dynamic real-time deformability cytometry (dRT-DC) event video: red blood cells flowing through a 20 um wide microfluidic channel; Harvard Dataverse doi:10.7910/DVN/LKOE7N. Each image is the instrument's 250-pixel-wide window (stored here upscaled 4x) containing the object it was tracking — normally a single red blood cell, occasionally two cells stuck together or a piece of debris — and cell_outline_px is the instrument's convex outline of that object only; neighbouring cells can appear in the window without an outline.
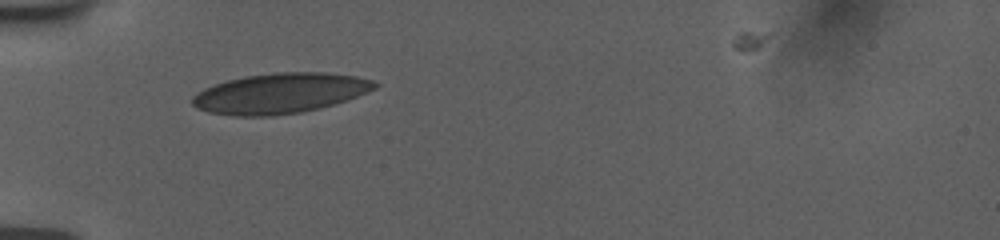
{"species": "human", "species_latin": "Homo sapiens", "temperature_condition": "room temperature", "stored_images_in_passage": 10, "camera_frame_rate_fps": 3000, "um_per_image_px": 0.085, "donor": {"sex": "female"}, "frame": {"image": 1, "passage_image": 1, "time_ms": 0.0, "image_size_px": [1000, 240], "cell_outline_px": [[380, 84], [376, 88], [368, 92], [348, 100], [320, 108], [300, 112], [272, 116], [236, 116], [208, 112], [196, 108], [192, 104], [192, 96], [196, 92], [204, 88], [228, 80], [244, 76], [276, 72], [328, 72], [356, 76], [372, 80]], "centroid_in_image_um": [23.82, 7.93], "position_along_channel_um": 61.2, "area_um2": 43.0}}
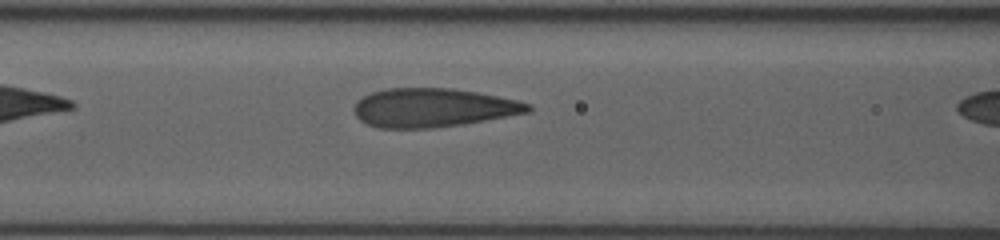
{"frame": {"image": 2, "passage_image": 3, "time_ms": 0.667, "image_size_px": [1000, 240], "cell_outline_px": [[532, 108], [528, 112], [484, 120], [460, 124], [432, 128], [380, 128], [368, 124], [360, 120], [356, 116], [352, 108], [356, 100], [372, 92], [388, 88], [452, 88], [476, 92], [516, 100], [532, 104]], "centroid_in_image_um": [36.75, 9.15], "position_along_channel_um": 129.8, "area_um2": 39.07}}
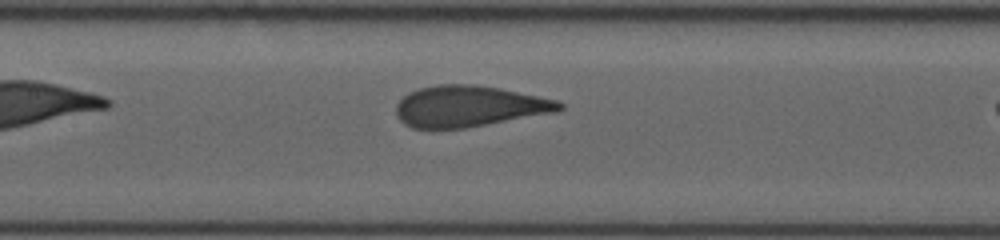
{"frame": {"image": 3, "passage_image": 7, "time_ms": 1.667, "image_size_px": [1000, 240], "cell_outline_px": [[564, 108], [560, 112], [464, 128], [412, 128], [404, 124], [396, 116], [396, 104], [408, 92], [420, 88], [436, 84], [476, 84], [500, 88], [556, 100], [564, 104]], "centroid_in_image_um": [39.88, 9.03], "position_along_channel_um": 167.5, "area_um2": 39.36}}